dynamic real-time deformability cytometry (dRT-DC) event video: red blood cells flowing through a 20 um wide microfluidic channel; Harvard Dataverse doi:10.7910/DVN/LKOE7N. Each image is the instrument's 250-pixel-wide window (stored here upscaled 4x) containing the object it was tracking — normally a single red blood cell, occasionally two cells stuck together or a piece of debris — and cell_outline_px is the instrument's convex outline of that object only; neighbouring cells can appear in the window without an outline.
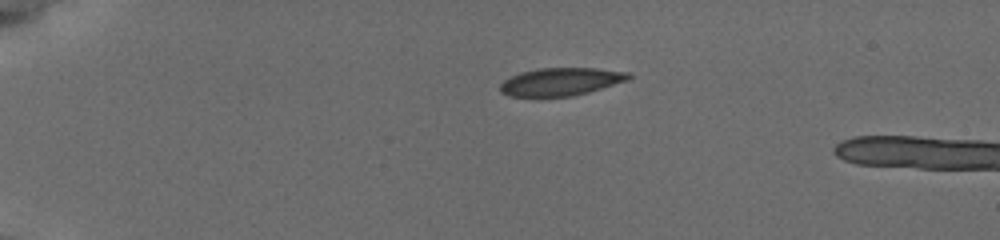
{"species": "common noctule bat (a hibernating species)", "species_latin": "Nyctalus noctula", "temperature_condition": "cold", "stored_images_in_passage": 5, "camera_frame_rate_fps": 3000, "um_per_image_px": 0.085, "animal": {"sex": "female", "body_mass_g": 19.5, "forearm_length_mm": 54.1}, "frame": {"image": 1, "passage_image": 1, "time_ms": 0.0, "image_size_px": [1000, 240], "cell_outline_px": [[632, 76], [628, 80], [588, 92], [572, 96], [508, 96], [500, 92], [500, 84], [504, 80], [520, 72], [540, 68], [596, 68], [628, 72]], "centroid_in_image_um": [47.66, 6.94], "position_along_channel_um": 37.3, "area_um2": 20.69}}